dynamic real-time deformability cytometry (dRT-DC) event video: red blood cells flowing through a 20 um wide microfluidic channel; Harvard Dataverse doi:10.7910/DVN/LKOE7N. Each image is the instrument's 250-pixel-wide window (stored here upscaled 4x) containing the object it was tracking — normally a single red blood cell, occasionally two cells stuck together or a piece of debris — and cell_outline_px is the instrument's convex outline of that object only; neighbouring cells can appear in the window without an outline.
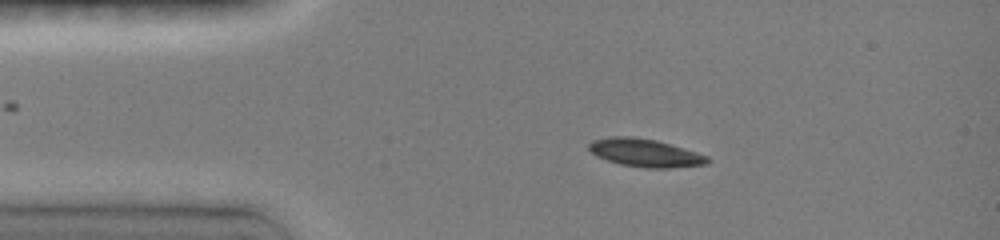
{"species": "common noctule bat (a hibernating species)", "species_latin": "Nyctalus noctula", "temperature_condition": "room temperature", "stored_images_in_passage": 44, "camera_frame_rate_fps": 3000, "um_per_image_px": 0.085, "animal": {"sex": "female", "body_mass_g": 19.0, "forearm_length_mm": 51.5}, "frame": {"image": 1, "passage_image": 7, "time_ms": 2.0, "image_size_px": [1000, 240], "cell_outline_px": [[712, 160], [708, 164], [672, 168], [644, 168], [620, 164], [596, 156], [588, 148], [588, 144], [592, 140], [612, 136], [632, 136], [656, 140], [696, 152], [708, 156]], "centroid_in_image_um": [54.85, 13.0], "position_along_channel_um": 30.2, "area_um2": 19.42}}
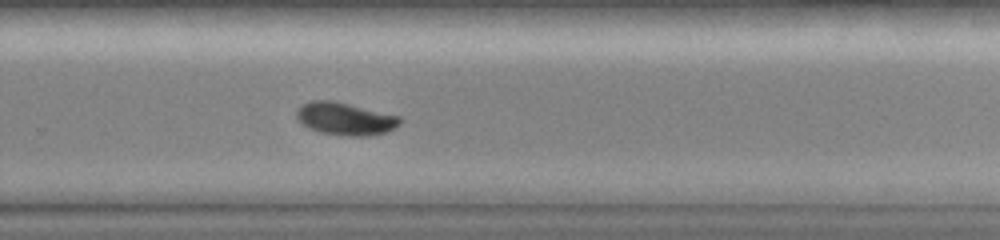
{"frame": {"image": 2, "passage_image": 29, "time_ms": 9.667, "image_size_px": [1000, 240], "cell_outline_px": [[400, 124], [388, 132], [368, 136], [348, 136], [320, 132], [308, 128], [296, 116], [296, 108], [300, 104], [312, 100], [336, 100], [400, 116]], "centroid_in_image_um": [29.34, 10.08], "position_along_channel_um": 300.5, "area_um2": 19.88}}
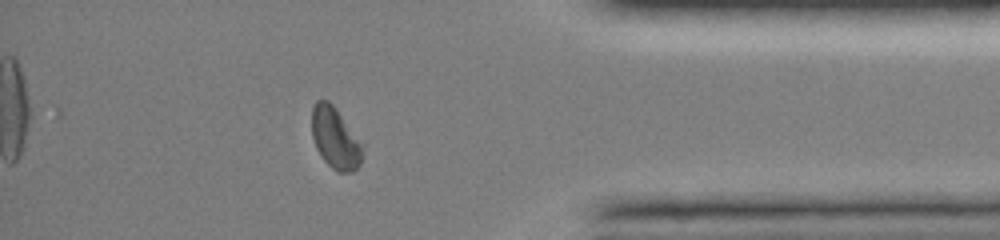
{"frame": {"image": 3, "passage_image": 37, "time_ms": 12.667, "image_size_px": [1000, 240], "cell_outline_px": [[364, 148], [360, 164], [352, 172], [336, 172], [320, 156], [316, 148], [312, 136], [312, 108], [316, 100], [328, 100], [332, 104], [364, 144]], "centroid_in_image_um": [28.51, 11.76], "position_along_channel_um": 406.7, "area_um2": 18.26}, "authors_computed_cell_mechanics": {"area_um2": 19.3052, "velocity_mm_per_s": 4.0266, "shape_relaxation_time_tau1_ms": 3.5028, "shape_relaxation_time_tau2_ms": null, "deformation_change_tau1": 0.1463, "deformation_change_tau2": null}}